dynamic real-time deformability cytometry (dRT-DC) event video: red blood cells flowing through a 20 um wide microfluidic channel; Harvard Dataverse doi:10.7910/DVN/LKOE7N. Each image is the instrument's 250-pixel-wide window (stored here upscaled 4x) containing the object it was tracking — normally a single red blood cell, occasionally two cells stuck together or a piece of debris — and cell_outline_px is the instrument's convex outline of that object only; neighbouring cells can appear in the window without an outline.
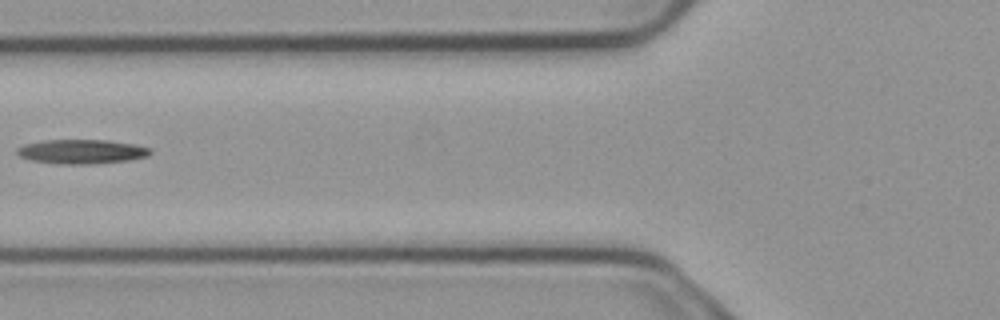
{"species": "common noctule bat (a hibernating species)", "species_latin": "Nyctalus noctula", "temperature_condition": "cold", "stored_images_in_passage": 5, "camera_frame_rate_fps": 3000, "um_per_image_px": 0.085, "animal": {"sex": "male", "body_mass_g": 23.1, "forearm_length_mm": 52.7}, "frame": {"image": 1, "passage_image": 5, "time_ms": 1.333, "image_size_px": [1000, 320], "cell_outline_px": [[152, 152], [148, 156], [128, 160], [88, 164], [56, 164], [32, 160], [20, 156], [16, 152], [16, 148], [24, 144], [44, 140], [108, 140], [136, 144], [152, 148]], "centroid_in_image_um": [6.95, 12.88], "position_along_channel_um": 118.8, "area_um2": 18.96}}